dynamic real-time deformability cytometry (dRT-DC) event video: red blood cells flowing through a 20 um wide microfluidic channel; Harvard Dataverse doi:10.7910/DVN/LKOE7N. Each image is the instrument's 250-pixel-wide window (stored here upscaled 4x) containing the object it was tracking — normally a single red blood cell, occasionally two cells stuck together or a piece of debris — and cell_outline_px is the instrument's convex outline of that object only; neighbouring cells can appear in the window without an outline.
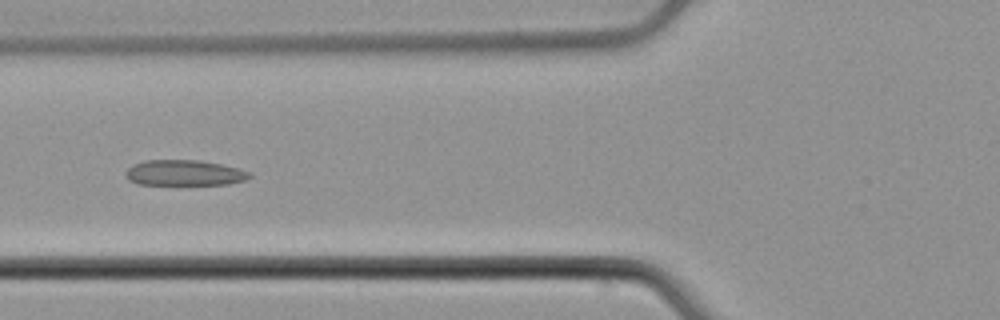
{"species": "common noctule bat (a hibernating species)", "species_latin": "Nyctalus noctula", "temperature_condition": "cold", "stored_images_in_passage": 8, "camera_frame_rate_fps": 3000, "um_per_image_px": 0.085, "animal": {"sex": "male", "body_mass_g": 21.5, "forearm_length_mm": 52.0}, "frame": {"image": 1, "passage_image": 6, "time_ms": 1.667, "image_size_px": [1000, 320], "cell_outline_px": [[252, 176], [248, 180], [228, 184], [140, 184], [128, 180], [124, 176], [124, 172], [132, 164], [144, 160], [200, 160], [240, 168], [252, 172]], "centroid_in_image_um": [15.69, 14.68], "position_along_channel_um": 110.1, "area_um2": 18.73}}
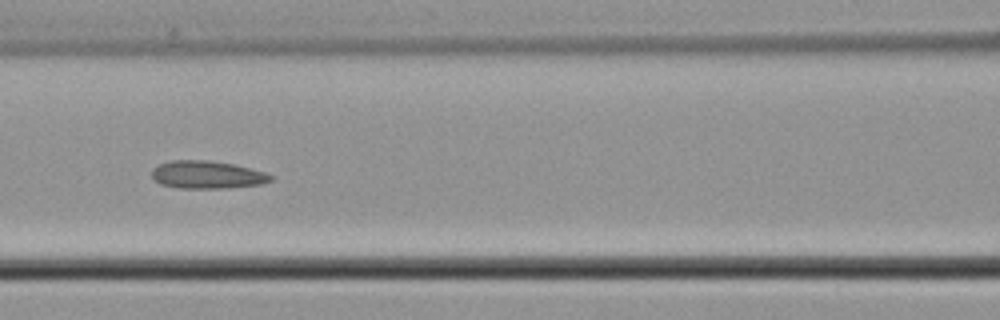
{"frame": {"image": 2, "passage_image": 7, "time_ms": 2.0, "image_size_px": [1000, 320], "cell_outline_px": [[272, 180], [260, 184], [224, 188], [180, 188], [160, 184], [152, 176], [152, 168], [160, 164], [172, 160], [208, 160], [232, 164], [264, 172], [272, 176]], "centroid_in_image_um": [17.57, 14.85], "position_along_channel_um": 149.0, "area_um2": 18.96}}
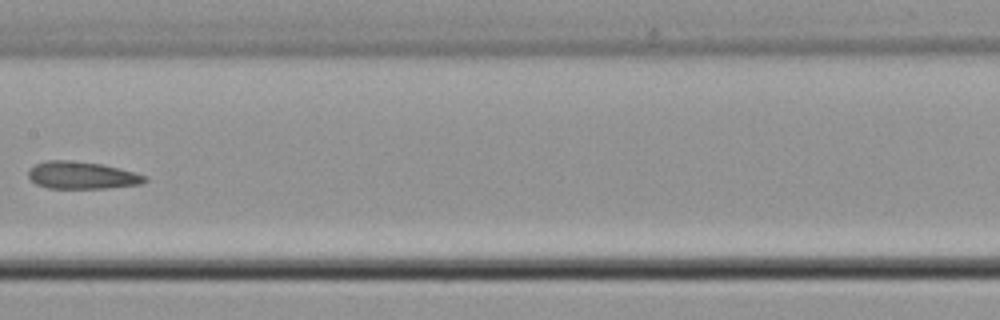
{"frame": {"image": 3, "passage_image": 8, "time_ms": 2.333, "image_size_px": [1000, 320], "cell_outline_px": [[148, 180], [140, 184], [108, 188], [48, 188], [36, 184], [28, 176], [28, 168], [44, 160], [68, 160], [100, 164], [148, 176]], "centroid_in_image_um": [6.92, 14.9], "position_along_channel_um": 200.5, "area_um2": 18.44}}